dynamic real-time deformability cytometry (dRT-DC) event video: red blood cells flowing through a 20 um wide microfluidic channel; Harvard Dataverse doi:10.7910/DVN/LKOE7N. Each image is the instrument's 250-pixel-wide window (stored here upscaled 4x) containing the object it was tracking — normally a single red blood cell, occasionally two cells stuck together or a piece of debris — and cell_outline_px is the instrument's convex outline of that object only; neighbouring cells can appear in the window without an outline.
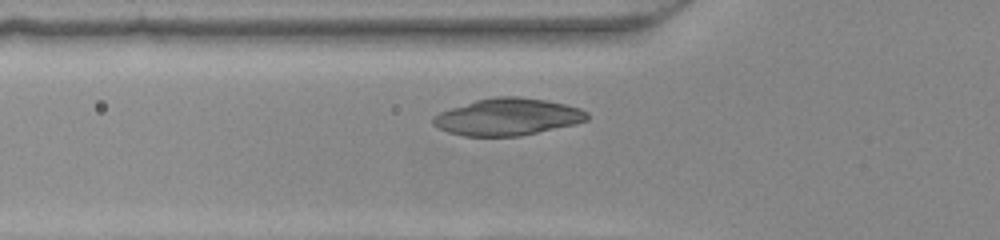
{"species": "common noctule bat (a hibernating species)", "species_latin": "Nyctalus noctula", "temperature_condition": "warm", "stored_images_in_passage": 37, "camera_frame_rate_fps": 3000, "um_per_image_px": 0.085, "animal": {"sex": "female", "body_mass_g": 22.0, "forearm_length_mm": 56.7}, "frame": {"image": 1, "passage_image": 9, "time_ms": 2.667, "image_size_px": [1000, 240], "cell_outline_px": [[588, 120], [576, 124], [520, 136], [464, 136], [448, 132], [432, 124], [432, 116], [440, 112], [476, 100], [496, 96], [520, 96], [544, 100], [564, 104], [580, 108], [588, 112]], "centroid_in_image_um": [43.16, 9.94], "position_along_channel_um": 82.6, "area_um2": 33.18}}
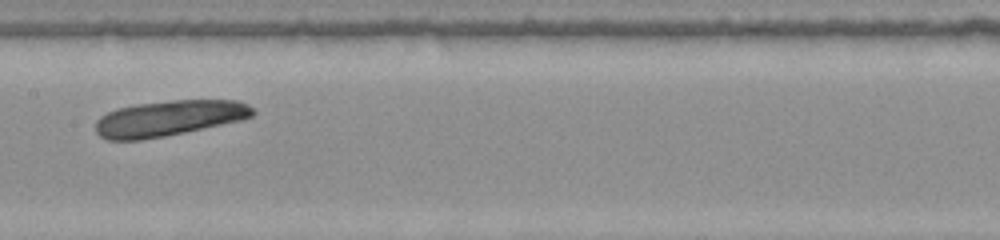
{"frame": {"image": 2, "passage_image": 17, "time_ms": 5.333, "image_size_px": [1000, 240], "cell_outline_px": [[256, 112], [252, 116], [240, 120], [184, 132], [164, 136], [140, 140], [108, 140], [100, 136], [96, 132], [96, 120], [100, 116], [108, 112], [120, 108], [136, 104], [172, 100], [240, 100], [248, 104]], "centroid_in_image_um": [14.35, 10.04], "position_along_channel_um": 193.0, "area_um2": 32.43}}
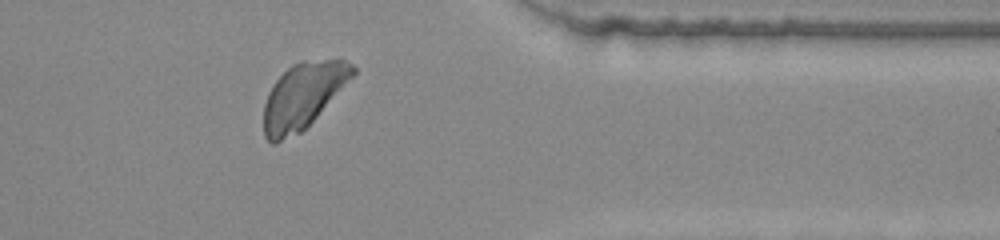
{"frame": {"image": 3, "passage_image": 32, "time_ms": 10.333, "image_size_px": [1000, 240], "cell_outline_px": [[356, 72], [316, 116], [300, 132], [276, 144], [272, 144], [264, 136], [264, 104], [268, 92], [276, 80], [292, 64], [300, 60], [344, 60], [352, 64], [356, 68]], "centroid_in_image_um": [25.71, 8.13], "position_along_channel_um": 385.7, "area_um2": 33.41}}